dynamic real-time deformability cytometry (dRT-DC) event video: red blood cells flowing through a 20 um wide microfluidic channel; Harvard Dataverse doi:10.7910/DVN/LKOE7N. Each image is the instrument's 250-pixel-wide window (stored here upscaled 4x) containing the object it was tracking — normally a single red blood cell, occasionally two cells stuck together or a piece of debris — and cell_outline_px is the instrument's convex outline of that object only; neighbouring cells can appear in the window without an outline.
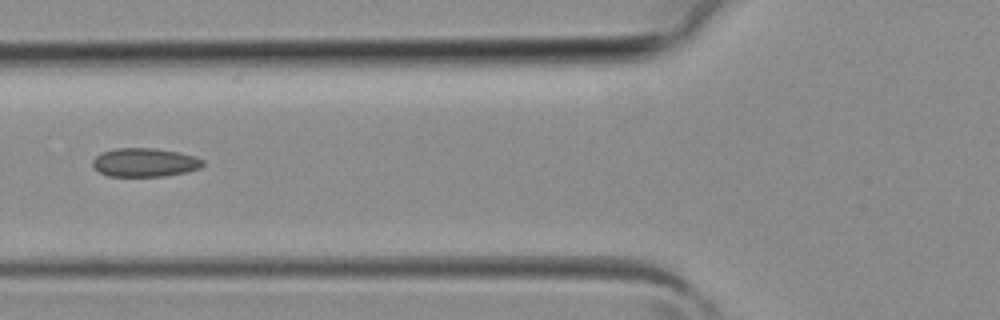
{"species": "common noctule bat (a hibernating species)", "species_latin": "Nyctalus noctula", "temperature_condition": "room temperature", "stored_images_in_passage": 5, "camera_frame_rate_fps": 3000, "um_per_image_px": 0.085, "animal": {"sex": "female", "body_mass_g": 19.3, "forearm_length_mm": 54.1}, "frame": {"image": 1, "passage_image": 5, "time_ms": 1.333, "image_size_px": [1000, 320], "cell_outline_px": [[204, 164], [200, 168], [188, 172], [164, 176], [108, 176], [100, 172], [92, 164], [92, 160], [100, 152], [116, 148], [152, 148], [180, 152], [196, 156], [204, 160]], "centroid_in_image_um": [12.33, 13.8], "position_along_channel_um": 113.5, "area_um2": 18.55}}